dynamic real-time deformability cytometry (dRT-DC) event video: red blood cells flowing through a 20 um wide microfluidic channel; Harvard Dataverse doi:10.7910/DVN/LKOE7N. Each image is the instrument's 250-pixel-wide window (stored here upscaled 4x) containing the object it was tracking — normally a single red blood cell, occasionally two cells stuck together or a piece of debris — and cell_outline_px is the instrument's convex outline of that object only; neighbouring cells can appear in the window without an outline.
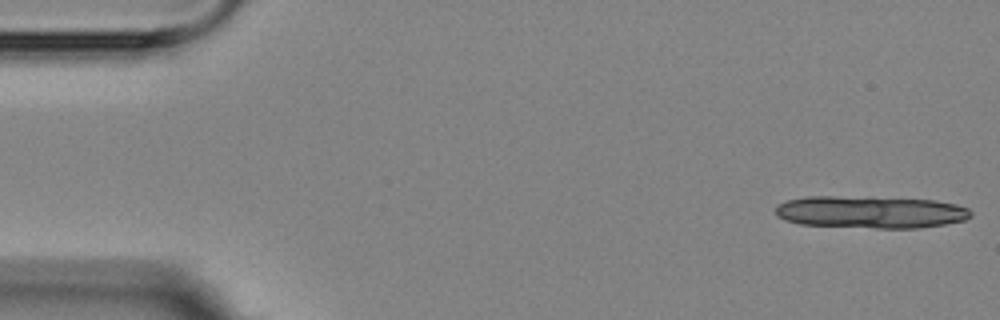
{"species": "Egyptian fruit bat (a non-hibernating species)", "species_latin": "Rousettus aegyptiacus", "temperature_condition": "room temperature", "stored_images_in_passage": 4, "camera_frame_rate_fps": 3000, "um_per_image_px": 0.085, "animal": {"sex": "female"}, "frame": {"image": 1, "passage_image": 1, "time_ms": 0.0, "image_size_px": [1000, 320], "cell_outline_px": [[972, 216], [964, 220], [944, 224], [916, 228], [876, 228], [800, 224], [784, 220], [776, 216], [776, 204], [788, 200], [804, 196], [868, 196], [936, 200], [956, 204], [968, 208], [972, 212]], "centroid_in_image_um": [73.98, 18.01], "position_along_channel_um": 11.0, "area_um2": 37.22}}